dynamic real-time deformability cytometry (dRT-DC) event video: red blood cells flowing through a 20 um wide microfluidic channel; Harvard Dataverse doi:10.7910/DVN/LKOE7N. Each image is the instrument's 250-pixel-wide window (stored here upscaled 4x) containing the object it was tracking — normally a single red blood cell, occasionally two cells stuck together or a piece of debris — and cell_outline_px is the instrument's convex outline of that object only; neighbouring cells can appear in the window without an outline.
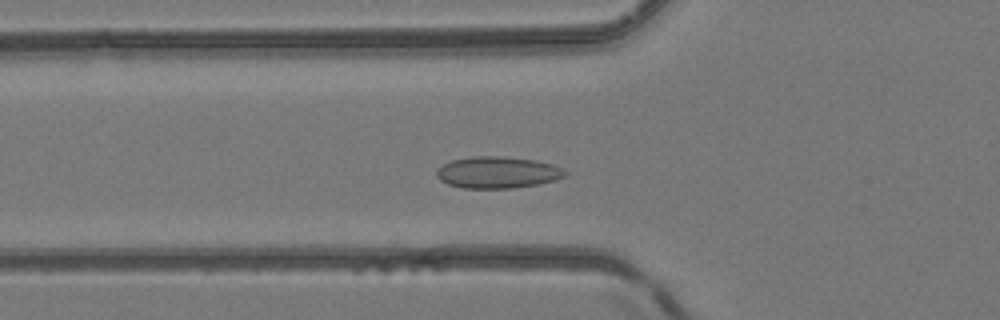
{"species": "common noctule bat (a hibernating species)", "species_latin": "Nyctalus noctula", "temperature_condition": "room temperature", "stored_images_in_passage": 37, "camera_frame_rate_fps": 3000, "um_per_image_px": 0.085, "animal": {"sex": "female", "body_mass_g": 24.6, "forearm_length_mm": 56.2}, "frame": {"image": 1, "passage_image": 6, "time_ms": 1.667, "image_size_px": [1000, 320], "cell_outline_px": [[568, 172], [564, 176], [556, 180], [536, 184], [512, 188], [464, 188], [448, 184], [440, 180], [436, 176], [436, 168], [452, 160], [472, 156], [504, 156], [536, 160], [552, 164], [564, 168]], "centroid_in_image_um": [42.29, 14.64], "position_along_channel_um": 83.5, "area_um2": 23.81}}
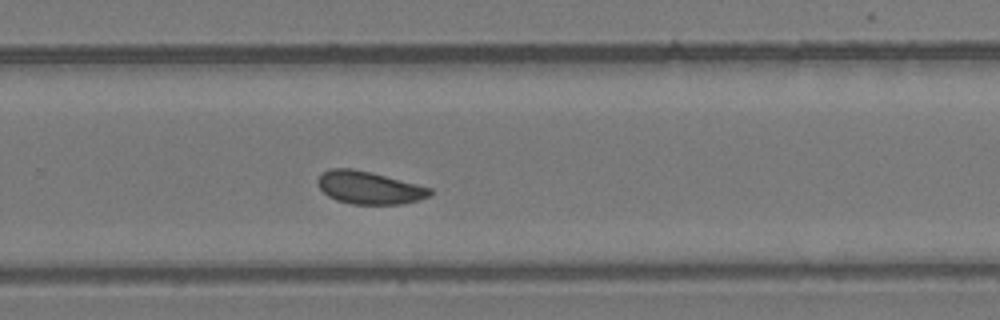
{"frame": {"image": 2, "passage_image": 21, "time_ms": 6.667, "image_size_px": [1000, 320], "cell_outline_px": [[432, 192], [428, 196], [420, 200], [400, 204], [352, 204], [336, 200], [328, 196], [316, 184], [316, 180], [324, 172], [332, 168], [352, 168], [372, 172], [432, 188]], "centroid_in_image_um": [31.37, 15.95], "position_along_channel_um": 298.4, "area_um2": 21.39}}
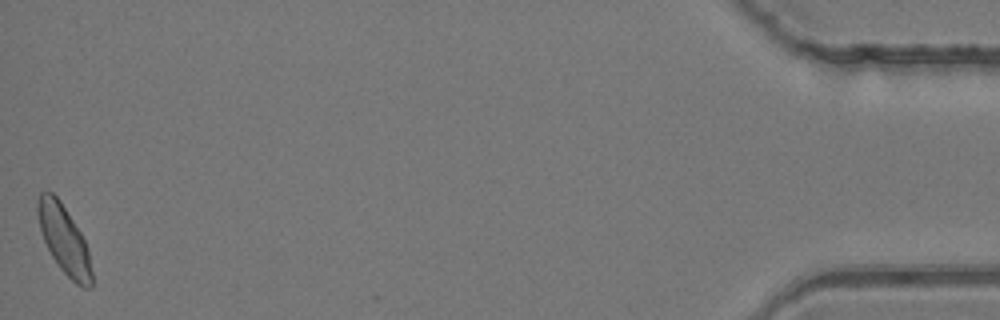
{"frame": {"image": 3, "passage_image": 37, "time_ms": 12.0, "image_size_px": [1000, 320], "cell_outline_px": [[92, 288], [84, 288], [76, 284], [60, 268], [52, 256], [44, 240], [40, 228], [36, 212], [36, 200], [40, 192], [52, 192], [60, 200], [80, 232], [88, 248], [92, 272]], "centroid_in_image_um": [5.44, 20.35], "position_along_channel_um": 429.8, "area_um2": 21.44}}